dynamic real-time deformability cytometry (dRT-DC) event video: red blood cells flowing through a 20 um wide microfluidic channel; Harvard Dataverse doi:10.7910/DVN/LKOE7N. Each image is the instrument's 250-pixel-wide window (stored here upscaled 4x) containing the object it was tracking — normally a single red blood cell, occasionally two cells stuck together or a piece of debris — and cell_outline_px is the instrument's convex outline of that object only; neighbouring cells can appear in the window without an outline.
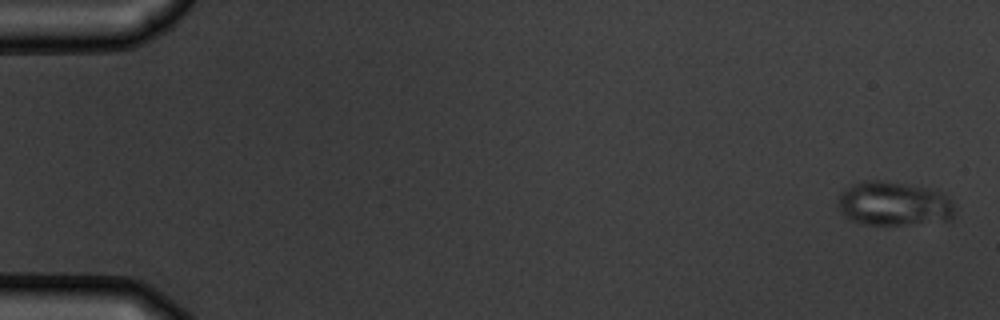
{"species": "common noctule bat (a hibernating species)", "species_latin": "Nyctalus noctula", "temperature_condition": "warm", "stored_images_in_passage": 6, "camera_frame_rate_fps": 3000, "um_per_image_px": 0.085, "animal": {"sex": "male", "body_mass_g": 19.5, "forearm_length_mm": 54.6}, "frame": {"image": 1, "passage_image": 1, "time_ms": 0.0, "image_size_px": [1000, 320], "cell_outline_px": [[956, 212], [952, 220], [904, 224], [864, 224], [852, 220], [844, 216], [836, 200], [840, 192], [852, 184], [860, 180], [880, 180], [904, 184], [924, 188], [940, 192], [948, 196], [952, 200]], "centroid_in_image_um": [75.97, 17.31], "position_along_channel_um": 9.0, "area_um2": 30.06}}